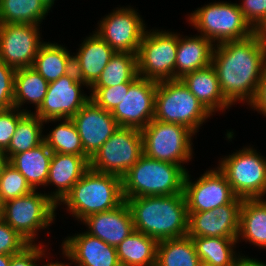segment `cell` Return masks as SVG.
<instances>
[{
  "label": "cell",
  "instance_id": "1",
  "mask_svg": "<svg viewBox=\"0 0 266 266\" xmlns=\"http://www.w3.org/2000/svg\"><path fill=\"white\" fill-rule=\"evenodd\" d=\"M211 65L225 100L231 106L238 101L249 105L266 69V44L255 34L216 44Z\"/></svg>",
  "mask_w": 266,
  "mask_h": 266
},
{
  "label": "cell",
  "instance_id": "2",
  "mask_svg": "<svg viewBox=\"0 0 266 266\" xmlns=\"http://www.w3.org/2000/svg\"><path fill=\"white\" fill-rule=\"evenodd\" d=\"M126 202L135 231L157 242L187 236L189 215L184 193L129 198Z\"/></svg>",
  "mask_w": 266,
  "mask_h": 266
},
{
  "label": "cell",
  "instance_id": "3",
  "mask_svg": "<svg viewBox=\"0 0 266 266\" xmlns=\"http://www.w3.org/2000/svg\"><path fill=\"white\" fill-rule=\"evenodd\" d=\"M124 201L122 178L89 168L57 207L66 205L79 222L89 215L113 210Z\"/></svg>",
  "mask_w": 266,
  "mask_h": 266
},
{
  "label": "cell",
  "instance_id": "4",
  "mask_svg": "<svg viewBox=\"0 0 266 266\" xmlns=\"http://www.w3.org/2000/svg\"><path fill=\"white\" fill-rule=\"evenodd\" d=\"M186 173L178 164L162 162L143 154L122 177L124 200L183 193Z\"/></svg>",
  "mask_w": 266,
  "mask_h": 266
},
{
  "label": "cell",
  "instance_id": "5",
  "mask_svg": "<svg viewBox=\"0 0 266 266\" xmlns=\"http://www.w3.org/2000/svg\"><path fill=\"white\" fill-rule=\"evenodd\" d=\"M212 114L189 91L181 79L157 84L154 119L176 123L190 129L194 135Z\"/></svg>",
  "mask_w": 266,
  "mask_h": 266
},
{
  "label": "cell",
  "instance_id": "6",
  "mask_svg": "<svg viewBox=\"0 0 266 266\" xmlns=\"http://www.w3.org/2000/svg\"><path fill=\"white\" fill-rule=\"evenodd\" d=\"M188 17L191 26L214 45L242 40L254 34L237 3L223 1L205 4L195 9Z\"/></svg>",
  "mask_w": 266,
  "mask_h": 266
},
{
  "label": "cell",
  "instance_id": "7",
  "mask_svg": "<svg viewBox=\"0 0 266 266\" xmlns=\"http://www.w3.org/2000/svg\"><path fill=\"white\" fill-rule=\"evenodd\" d=\"M57 204L37 190L3 203L2 219L30 244L55 221Z\"/></svg>",
  "mask_w": 266,
  "mask_h": 266
},
{
  "label": "cell",
  "instance_id": "8",
  "mask_svg": "<svg viewBox=\"0 0 266 266\" xmlns=\"http://www.w3.org/2000/svg\"><path fill=\"white\" fill-rule=\"evenodd\" d=\"M221 159L218 169L226 176L236 197H266V157L246 146Z\"/></svg>",
  "mask_w": 266,
  "mask_h": 266
},
{
  "label": "cell",
  "instance_id": "9",
  "mask_svg": "<svg viewBox=\"0 0 266 266\" xmlns=\"http://www.w3.org/2000/svg\"><path fill=\"white\" fill-rule=\"evenodd\" d=\"M193 134L183 125L153 119L141 130L143 154L162 162L178 164L188 171L183 165L193 158Z\"/></svg>",
  "mask_w": 266,
  "mask_h": 266
},
{
  "label": "cell",
  "instance_id": "10",
  "mask_svg": "<svg viewBox=\"0 0 266 266\" xmlns=\"http://www.w3.org/2000/svg\"><path fill=\"white\" fill-rule=\"evenodd\" d=\"M177 47V32L147 29L137 52L138 76L155 82L175 79Z\"/></svg>",
  "mask_w": 266,
  "mask_h": 266
},
{
  "label": "cell",
  "instance_id": "11",
  "mask_svg": "<svg viewBox=\"0 0 266 266\" xmlns=\"http://www.w3.org/2000/svg\"><path fill=\"white\" fill-rule=\"evenodd\" d=\"M142 155L141 130L119 127L90 158L89 168L122 178Z\"/></svg>",
  "mask_w": 266,
  "mask_h": 266
},
{
  "label": "cell",
  "instance_id": "12",
  "mask_svg": "<svg viewBox=\"0 0 266 266\" xmlns=\"http://www.w3.org/2000/svg\"><path fill=\"white\" fill-rule=\"evenodd\" d=\"M96 32L115 52L137 54L145 34L144 20L133 7H120L101 18Z\"/></svg>",
  "mask_w": 266,
  "mask_h": 266
},
{
  "label": "cell",
  "instance_id": "13",
  "mask_svg": "<svg viewBox=\"0 0 266 266\" xmlns=\"http://www.w3.org/2000/svg\"><path fill=\"white\" fill-rule=\"evenodd\" d=\"M87 87L72 69L58 80L50 82L40 107L33 112L43 121L71 119L90 99L81 87Z\"/></svg>",
  "mask_w": 266,
  "mask_h": 266
},
{
  "label": "cell",
  "instance_id": "14",
  "mask_svg": "<svg viewBox=\"0 0 266 266\" xmlns=\"http://www.w3.org/2000/svg\"><path fill=\"white\" fill-rule=\"evenodd\" d=\"M188 172L183 188L188 213L210 211L229 204L236 197L218 167L206 170L196 181L191 180Z\"/></svg>",
  "mask_w": 266,
  "mask_h": 266
},
{
  "label": "cell",
  "instance_id": "15",
  "mask_svg": "<svg viewBox=\"0 0 266 266\" xmlns=\"http://www.w3.org/2000/svg\"><path fill=\"white\" fill-rule=\"evenodd\" d=\"M41 25L17 23L0 24V59L19 69L32 67L40 46Z\"/></svg>",
  "mask_w": 266,
  "mask_h": 266
},
{
  "label": "cell",
  "instance_id": "16",
  "mask_svg": "<svg viewBox=\"0 0 266 266\" xmlns=\"http://www.w3.org/2000/svg\"><path fill=\"white\" fill-rule=\"evenodd\" d=\"M157 84L138 77L129 86L121 103L111 112L119 127L142 130L154 119Z\"/></svg>",
  "mask_w": 266,
  "mask_h": 266
},
{
  "label": "cell",
  "instance_id": "17",
  "mask_svg": "<svg viewBox=\"0 0 266 266\" xmlns=\"http://www.w3.org/2000/svg\"><path fill=\"white\" fill-rule=\"evenodd\" d=\"M84 153L91 158L115 133L119 125L112 113L89 100L72 118Z\"/></svg>",
  "mask_w": 266,
  "mask_h": 266
},
{
  "label": "cell",
  "instance_id": "18",
  "mask_svg": "<svg viewBox=\"0 0 266 266\" xmlns=\"http://www.w3.org/2000/svg\"><path fill=\"white\" fill-rule=\"evenodd\" d=\"M243 199L235 197L229 204L210 211L188 213L189 237L237 238Z\"/></svg>",
  "mask_w": 266,
  "mask_h": 266
},
{
  "label": "cell",
  "instance_id": "19",
  "mask_svg": "<svg viewBox=\"0 0 266 266\" xmlns=\"http://www.w3.org/2000/svg\"><path fill=\"white\" fill-rule=\"evenodd\" d=\"M61 246L65 259L75 266H121L116 248L87 232L64 238Z\"/></svg>",
  "mask_w": 266,
  "mask_h": 266
},
{
  "label": "cell",
  "instance_id": "20",
  "mask_svg": "<svg viewBox=\"0 0 266 266\" xmlns=\"http://www.w3.org/2000/svg\"><path fill=\"white\" fill-rule=\"evenodd\" d=\"M81 222L87 225L88 230L85 232L115 248L135 231L132 213L126 201L113 210L89 215Z\"/></svg>",
  "mask_w": 266,
  "mask_h": 266
},
{
  "label": "cell",
  "instance_id": "21",
  "mask_svg": "<svg viewBox=\"0 0 266 266\" xmlns=\"http://www.w3.org/2000/svg\"><path fill=\"white\" fill-rule=\"evenodd\" d=\"M78 52L73 53V69L90 89L100 77L115 51L96 33L86 37ZM75 54V55H74Z\"/></svg>",
  "mask_w": 266,
  "mask_h": 266
},
{
  "label": "cell",
  "instance_id": "22",
  "mask_svg": "<svg viewBox=\"0 0 266 266\" xmlns=\"http://www.w3.org/2000/svg\"><path fill=\"white\" fill-rule=\"evenodd\" d=\"M88 156L53 153L46 186L54 185L57 189L49 193V197L58 204L71 188L89 169Z\"/></svg>",
  "mask_w": 266,
  "mask_h": 266
},
{
  "label": "cell",
  "instance_id": "23",
  "mask_svg": "<svg viewBox=\"0 0 266 266\" xmlns=\"http://www.w3.org/2000/svg\"><path fill=\"white\" fill-rule=\"evenodd\" d=\"M181 80L212 115H215L216 111L223 112L231 107L224 98L212 65L187 73Z\"/></svg>",
  "mask_w": 266,
  "mask_h": 266
},
{
  "label": "cell",
  "instance_id": "24",
  "mask_svg": "<svg viewBox=\"0 0 266 266\" xmlns=\"http://www.w3.org/2000/svg\"><path fill=\"white\" fill-rule=\"evenodd\" d=\"M181 36V37H180ZM178 34L175 79L211 65L214 44L201 35L192 37Z\"/></svg>",
  "mask_w": 266,
  "mask_h": 266
},
{
  "label": "cell",
  "instance_id": "25",
  "mask_svg": "<svg viewBox=\"0 0 266 266\" xmlns=\"http://www.w3.org/2000/svg\"><path fill=\"white\" fill-rule=\"evenodd\" d=\"M53 152L45 142L37 147L15 154L8 162L26 179L33 190L45 186Z\"/></svg>",
  "mask_w": 266,
  "mask_h": 266
},
{
  "label": "cell",
  "instance_id": "26",
  "mask_svg": "<svg viewBox=\"0 0 266 266\" xmlns=\"http://www.w3.org/2000/svg\"><path fill=\"white\" fill-rule=\"evenodd\" d=\"M242 239L256 247L266 249V199H243L237 235L238 243Z\"/></svg>",
  "mask_w": 266,
  "mask_h": 266
},
{
  "label": "cell",
  "instance_id": "27",
  "mask_svg": "<svg viewBox=\"0 0 266 266\" xmlns=\"http://www.w3.org/2000/svg\"><path fill=\"white\" fill-rule=\"evenodd\" d=\"M32 68L50 83L73 69V55H70V51L63 45L44 42L38 50Z\"/></svg>",
  "mask_w": 266,
  "mask_h": 266
},
{
  "label": "cell",
  "instance_id": "28",
  "mask_svg": "<svg viewBox=\"0 0 266 266\" xmlns=\"http://www.w3.org/2000/svg\"><path fill=\"white\" fill-rule=\"evenodd\" d=\"M49 83L32 67L19 68L14 76V107L20 111L31 113V110L21 109L22 105L33 104L35 111L42 104L47 94Z\"/></svg>",
  "mask_w": 266,
  "mask_h": 266
},
{
  "label": "cell",
  "instance_id": "29",
  "mask_svg": "<svg viewBox=\"0 0 266 266\" xmlns=\"http://www.w3.org/2000/svg\"><path fill=\"white\" fill-rule=\"evenodd\" d=\"M158 242L134 231L117 247V256L121 266H156Z\"/></svg>",
  "mask_w": 266,
  "mask_h": 266
},
{
  "label": "cell",
  "instance_id": "30",
  "mask_svg": "<svg viewBox=\"0 0 266 266\" xmlns=\"http://www.w3.org/2000/svg\"><path fill=\"white\" fill-rule=\"evenodd\" d=\"M200 262L211 266H236L241 256L236 253L237 238L191 237Z\"/></svg>",
  "mask_w": 266,
  "mask_h": 266
},
{
  "label": "cell",
  "instance_id": "31",
  "mask_svg": "<svg viewBox=\"0 0 266 266\" xmlns=\"http://www.w3.org/2000/svg\"><path fill=\"white\" fill-rule=\"evenodd\" d=\"M200 263L194 242L188 235L157 244L156 266H199Z\"/></svg>",
  "mask_w": 266,
  "mask_h": 266
},
{
  "label": "cell",
  "instance_id": "32",
  "mask_svg": "<svg viewBox=\"0 0 266 266\" xmlns=\"http://www.w3.org/2000/svg\"><path fill=\"white\" fill-rule=\"evenodd\" d=\"M49 12L41 0H0V24L40 25Z\"/></svg>",
  "mask_w": 266,
  "mask_h": 266
},
{
  "label": "cell",
  "instance_id": "33",
  "mask_svg": "<svg viewBox=\"0 0 266 266\" xmlns=\"http://www.w3.org/2000/svg\"><path fill=\"white\" fill-rule=\"evenodd\" d=\"M43 124L44 121L33 111L20 119L8 148L3 152L8 161L15 154L33 149L44 142Z\"/></svg>",
  "mask_w": 266,
  "mask_h": 266
},
{
  "label": "cell",
  "instance_id": "34",
  "mask_svg": "<svg viewBox=\"0 0 266 266\" xmlns=\"http://www.w3.org/2000/svg\"><path fill=\"white\" fill-rule=\"evenodd\" d=\"M138 77L137 54L115 52L91 88L114 87L121 83H133Z\"/></svg>",
  "mask_w": 266,
  "mask_h": 266
},
{
  "label": "cell",
  "instance_id": "35",
  "mask_svg": "<svg viewBox=\"0 0 266 266\" xmlns=\"http://www.w3.org/2000/svg\"><path fill=\"white\" fill-rule=\"evenodd\" d=\"M63 120V121H62ZM61 121L49 134L44 135V142L53 153L87 156L79 133L71 119H49L44 123Z\"/></svg>",
  "mask_w": 266,
  "mask_h": 266
},
{
  "label": "cell",
  "instance_id": "36",
  "mask_svg": "<svg viewBox=\"0 0 266 266\" xmlns=\"http://www.w3.org/2000/svg\"><path fill=\"white\" fill-rule=\"evenodd\" d=\"M33 189L25 177L9 162L0 175V200L2 203L29 194Z\"/></svg>",
  "mask_w": 266,
  "mask_h": 266
},
{
  "label": "cell",
  "instance_id": "37",
  "mask_svg": "<svg viewBox=\"0 0 266 266\" xmlns=\"http://www.w3.org/2000/svg\"><path fill=\"white\" fill-rule=\"evenodd\" d=\"M132 83H121L117 86L90 88V97L99 107L112 112L121 103L125 91Z\"/></svg>",
  "mask_w": 266,
  "mask_h": 266
},
{
  "label": "cell",
  "instance_id": "38",
  "mask_svg": "<svg viewBox=\"0 0 266 266\" xmlns=\"http://www.w3.org/2000/svg\"><path fill=\"white\" fill-rule=\"evenodd\" d=\"M29 245L30 243L3 219L0 221V254L16 255Z\"/></svg>",
  "mask_w": 266,
  "mask_h": 266
},
{
  "label": "cell",
  "instance_id": "39",
  "mask_svg": "<svg viewBox=\"0 0 266 266\" xmlns=\"http://www.w3.org/2000/svg\"><path fill=\"white\" fill-rule=\"evenodd\" d=\"M25 114L15 107L0 111V152L8 148L17 124Z\"/></svg>",
  "mask_w": 266,
  "mask_h": 266
},
{
  "label": "cell",
  "instance_id": "40",
  "mask_svg": "<svg viewBox=\"0 0 266 266\" xmlns=\"http://www.w3.org/2000/svg\"><path fill=\"white\" fill-rule=\"evenodd\" d=\"M15 71V68L0 59V111L14 107Z\"/></svg>",
  "mask_w": 266,
  "mask_h": 266
},
{
  "label": "cell",
  "instance_id": "41",
  "mask_svg": "<svg viewBox=\"0 0 266 266\" xmlns=\"http://www.w3.org/2000/svg\"><path fill=\"white\" fill-rule=\"evenodd\" d=\"M238 6L253 30L266 16V0H242Z\"/></svg>",
  "mask_w": 266,
  "mask_h": 266
},
{
  "label": "cell",
  "instance_id": "42",
  "mask_svg": "<svg viewBox=\"0 0 266 266\" xmlns=\"http://www.w3.org/2000/svg\"><path fill=\"white\" fill-rule=\"evenodd\" d=\"M44 246L41 243L38 245L36 243L30 244L21 253L11 257L10 266H38L36 263L42 257H47L45 253L47 249L44 250Z\"/></svg>",
  "mask_w": 266,
  "mask_h": 266
},
{
  "label": "cell",
  "instance_id": "43",
  "mask_svg": "<svg viewBox=\"0 0 266 266\" xmlns=\"http://www.w3.org/2000/svg\"><path fill=\"white\" fill-rule=\"evenodd\" d=\"M249 105L251 109L266 116V69L258 83L256 94Z\"/></svg>",
  "mask_w": 266,
  "mask_h": 266
},
{
  "label": "cell",
  "instance_id": "44",
  "mask_svg": "<svg viewBox=\"0 0 266 266\" xmlns=\"http://www.w3.org/2000/svg\"><path fill=\"white\" fill-rule=\"evenodd\" d=\"M236 266H266V262L248 256H240Z\"/></svg>",
  "mask_w": 266,
  "mask_h": 266
},
{
  "label": "cell",
  "instance_id": "45",
  "mask_svg": "<svg viewBox=\"0 0 266 266\" xmlns=\"http://www.w3.org/2000/svg\"><path fill=\"white\" fill-rule=\"evenodd\" d=\"M254 34L266 44V16L254 29Z\"/></svg>",
  "mask_w": 266,
  "mask_h": 266
},
{
  "label": "cell",
  "instance_id": "46",
  "mask_svg": "<svg viewBox=\"0 0 266 266\" xmlns=\"http://www.w3.org/2000/svg\"><path fill=\"white\" fill-rule=\"evenodd\" d=\"M13 255L0 254V266H10Z\"/></svg>",
  "mask_w": 266,
  "mask_h": 266
},
{
  "label": "cell",
  "instance_id": "47",
  "mask_svg": "<svg viewBox=\"0 0 266 266\" xmlns=\"http://www.w3.org/2000/svg\"><path fill=\"white\" fill-rule=\"evenodd\" d=\"M7 162H8L7 157L3 154V152H0V175L3 167L6 165Z\"/></svg>",
  "mask_w": 266,
  "mask_h": 266
},
{
  "label": "cell",
  "instance_id": "48",
  "mask_svg": "<svg viewBox=\"0 0 266 266\" xmlns=\"http://www.w3.org/2000/svg\"><path fill=\"white\" fill-rule=\"evenodd\" d=\"M42 266H71V263H70V264H69V263H66V264H65V263H62V262L60 263V262H58V261L53 263V262L51 261V262H48L47 264L42 265Z\"/></svg>",
  "mask_w": 266,
  "mask_h": 266
},
{
  "label": "cell",
  "instance_id": "49",
  "mask_svg": "<svg viewBox=\"0 0 266 266\" xmlns=\"http://www.w3.org/2000/svg\"><path fill=\"white\" fill-rule=\"evenodd\" d=\"M42 3L49 9L51 10L52 9V6L54 5V1L55 0H41Z\"/></svg>",
  "mask_w": 266,
  "mask_h": 266
},
{
  "label": "cell",
  "instance_id": "50",
  "mask_svg": "<svg viewBox=\"0 0 266 266\" xmlns=\"http://www.w3.org/2000/svg\"><path fill=\"white\" fill-rule=\"evenodd\" d=\"M2 215H3V203L0 200V221L2 220Z\"/></svg>",
  "mask_w": 266,
  "mask_h": 266
},
{
  "label": "cell",
  "instance_id": "51",
  "mask_svg": "<svg viewBox=\"0 0 266 266\" xmlns=\"http://www.w3.org/2000/svg\"><path fill=\"white\" fill-rule=\"evenodd\" d=\"M199 266H211V265H208V264H204V263H200Z\"/></svg>",
  "mask_w": 266,
  "mask_h": 266
}]
</instances>
